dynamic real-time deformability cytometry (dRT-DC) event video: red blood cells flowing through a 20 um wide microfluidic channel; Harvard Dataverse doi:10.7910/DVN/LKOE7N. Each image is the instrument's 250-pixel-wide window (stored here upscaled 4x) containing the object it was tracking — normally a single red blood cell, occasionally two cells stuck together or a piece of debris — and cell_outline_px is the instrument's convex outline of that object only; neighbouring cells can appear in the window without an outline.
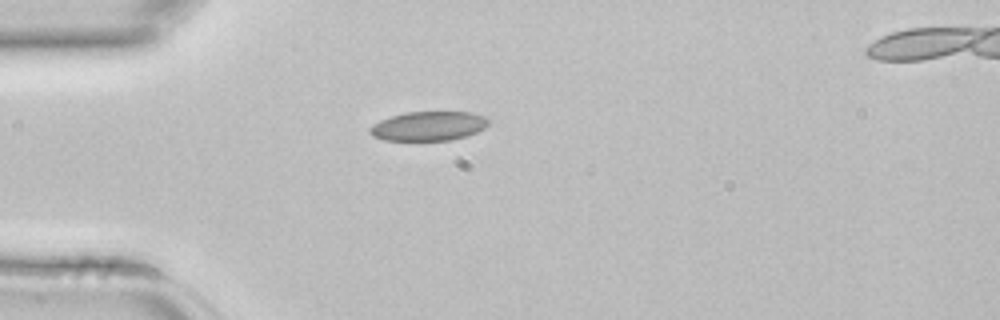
{"species": "common noctule bat (a hibernating species)", "species_latin": "Nyctalus noctula", "temperature_condition": "room temperature", "stored_images_in_passage": 2, "camera_frame_rate_fps": 3000, "um_per_image_px": 0.085, "animal": {"sex": "female", "body_mass_g": 22.7, "forearm_length_mm": 54.2}, "frame": {"image": 1, "passage_image": 1, "time_ms": 0.0, "image_size_px": [1000, 320], "cell_outline_px": [[488, 124], [484, 128], [468, 136], [452, 140], [384, 140], [372, 136], [368, 132], [368, 128], [372, 124], [380, 120], [404, 112], [472, 112], [488, 116]], "centroid_in_image_um": [36.42, 10.71], "position_along_channel_um": 48.6, "area_um2": 20.46}}